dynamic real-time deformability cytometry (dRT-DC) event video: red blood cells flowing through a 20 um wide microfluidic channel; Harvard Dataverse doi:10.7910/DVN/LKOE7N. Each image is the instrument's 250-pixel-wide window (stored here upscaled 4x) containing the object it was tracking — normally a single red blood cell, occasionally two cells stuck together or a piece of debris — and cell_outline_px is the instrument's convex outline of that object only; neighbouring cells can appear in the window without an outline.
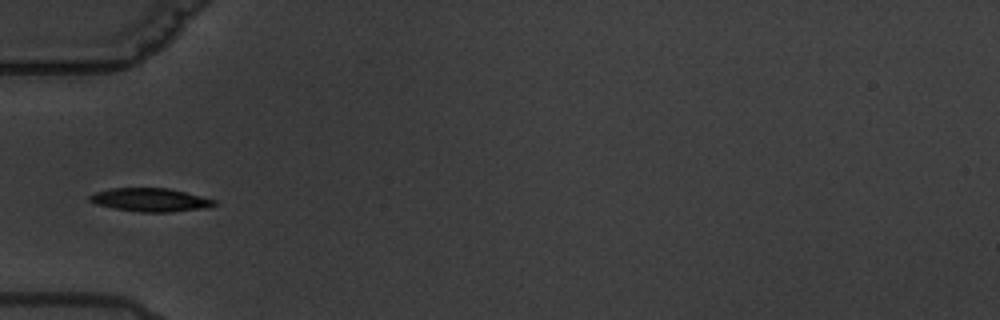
{"species": "common noctule bat (a hibernating species)", "species_latin": "Nyctalus noctula", "temperature_condition": "warm", "stored_images_in_passage": 12, "camera_frame_rate_fps": 3000, "um_per_image_px": 0.085, "animal": {"sex": "male", "body_mass_g": 19.5, "forearm_length_mm": 54.6}, "frame": {"image": 1, "passage_image": 7, "time_ms": 7.0, "image_size_px": [1000, 320], "cell_outline_px": [[216, 204], [208, 208], [172, 212], [140, 212], [116, 208], [96, 204], [88, 200], [88, 196], [96, 192], [112, 188], [168, 188], [216, 200]], "centroid_in_image_um": [12.79, 16.99], "position_along_channel_um": 72.2, "area_um2": 16.88}}